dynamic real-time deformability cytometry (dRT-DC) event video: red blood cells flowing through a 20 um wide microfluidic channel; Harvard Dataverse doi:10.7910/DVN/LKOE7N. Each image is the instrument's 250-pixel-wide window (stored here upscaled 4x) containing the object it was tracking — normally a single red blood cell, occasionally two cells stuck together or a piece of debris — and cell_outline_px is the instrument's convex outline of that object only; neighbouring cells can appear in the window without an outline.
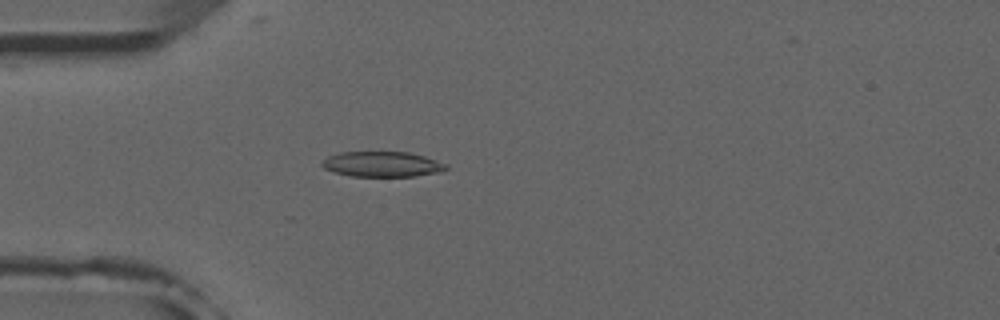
{"species": "common noctule bat (a hibernating species)", "species_latin": "Nyctalus noctula", "temperature_condition": "room temperature", "stored_images_in_passage": 39, "camera_frame_rate_fps": 3000, "um_per_image_px": 0.085, "animal": {"sex": "male", "forearm_length_mm": 52.5}, "frame": {"image": 1, "passage_image": 1, "time_ms": 0.0, "image_size_px": [1000, 320], "cell_outline_px": [[448, 168], [440, 172], [416, 176], [352, 176], [336, 172], [324, 168], [320, 164], [328, 156], [340, 152], [408, 152], [424, 156], [448, 164]], "centroid_in_image_um": [32.51, 13.95], "position_along_channel_um": 52.5, "area_um2": 18.21}}